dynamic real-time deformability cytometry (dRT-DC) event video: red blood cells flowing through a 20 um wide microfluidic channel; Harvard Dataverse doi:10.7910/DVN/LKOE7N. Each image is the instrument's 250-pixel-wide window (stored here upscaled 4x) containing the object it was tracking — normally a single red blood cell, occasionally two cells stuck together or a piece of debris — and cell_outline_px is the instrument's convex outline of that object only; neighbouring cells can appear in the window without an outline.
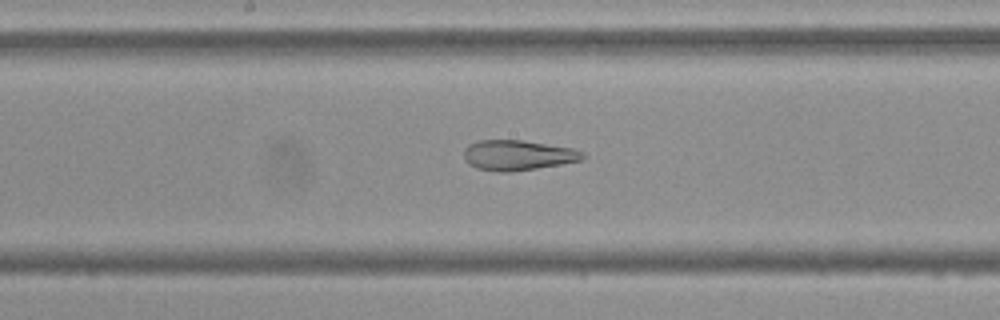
{"species": "Egyptian fruit bat (a non-hibernating species)", "species_latin": "Rousettus aegyptiacus", "temperature_condition": "cold", "stored_images_in_passage": 55, "camera_frame_rate_fps": 3000, "um_per_image_px": 0.085, "frame": {"image": 1, "passage_image": 29, "time_ms": 9.333, "image_size_px": [1000, 320], "cell_outline_px": [[588, 156], [584, 160], [536, 168], [508, 172], [500, 172], [476, 168], [468, 164], [464, 160], [464, 148], [468, 144], [480, 140], [524, 140], [572, 148], [584, 152]], "centroid_in_image_um": [44.02, 13.19], "position_along_channel_um": 204.2, "area_um2": 21.1}}
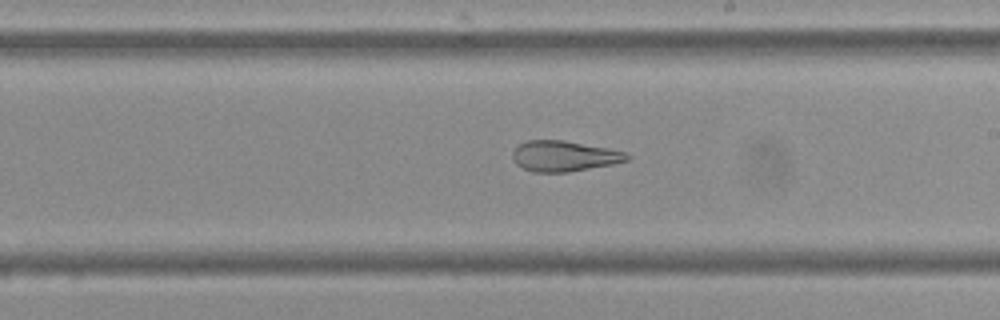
{"frame": {"image": 2, "passage_image": 32, "time_ms": 10.333, "image_size_px": [1000, 320], "cell_outline_px": [[632, 156], [628, 160], [612, 164], [568, 172], [532, 172], [516, 164], [512, 160], [512, 152], [520, 144], [528, 140], [564, 140], [608, 148], [628, 152]], "centroid_in_image_um": [47.96, 13.26], "position_along_channel_um": 241.0, "area_um2": 20.46}}
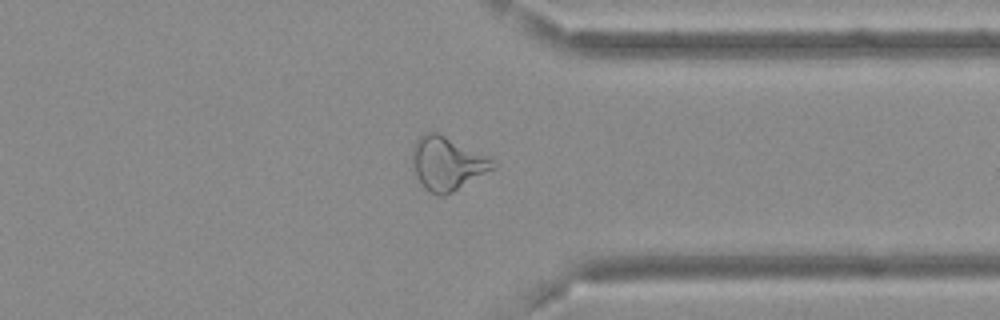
{"frame": {"image": 3, "passage_image": 43, "time_ms": 14.0, "image_size_px": [1000, 320], "cell_outline_px": [[496, 164], [492, 168], [452, 192], [444, 196], [436, 196], [428, 192], [424, 188], [412, 164], [412, 148], [416, 140], [424, 132], [436, 132], [488, 156]], "centroid_in_image_um": [37.95, 13.89], "position_along_channel_um": 373.4, "area_um2": 24.51}, "authors_computed_cell_mechanics": {"area_um2": 26.4146, "velocity_mm_per_s": 3.6954, "shape_relaxation_time_tau1_ms": null, "shape_relaxation_time_tau2_ms": 2.1596, "deformation_change_tau1": null, "deformation_change_tau2": 0.0909}}